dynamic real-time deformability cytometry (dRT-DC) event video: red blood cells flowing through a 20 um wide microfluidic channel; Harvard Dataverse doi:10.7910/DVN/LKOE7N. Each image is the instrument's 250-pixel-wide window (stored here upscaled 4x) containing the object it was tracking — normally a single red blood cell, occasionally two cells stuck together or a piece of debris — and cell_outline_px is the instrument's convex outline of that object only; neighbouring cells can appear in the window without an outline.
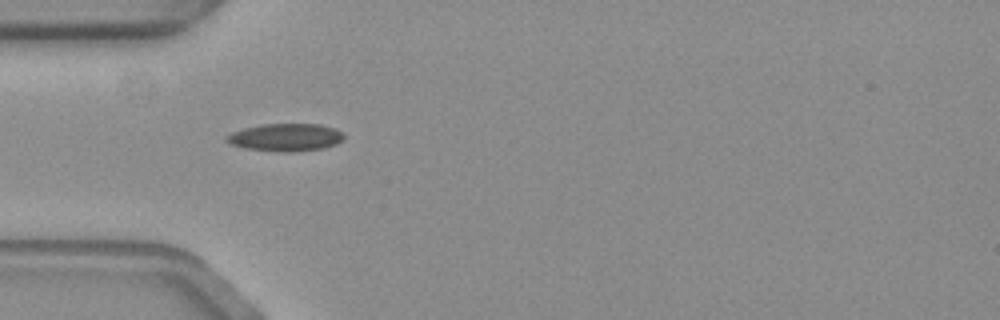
{"species": "common noctule bat (a hibernating species)", "species_latin": "Nyctalus noctula", "temperature_condition": "warm", "stored_images_in_passage": 41, "camera_frame_rate_fps": 3000, "um_per_image_px": 0.085, "animal": {"sex": "female", "body_mass_g": 19.3, "forearm_length_mm": 54.1}, "frame": {"image": 1, "passage_image": 1, "time_ms": 0.0, "image_size_px": [1000, 320], "cell_outline_px": [[344, 140], [336, 144], [324, 148], [292, 152], [284, 152], [244, 148], [228, 144], [224, 140], [224, 136], [232, 132], [244, 128], [264, 124], [320, 124], [332, 128], [340, 132], [344, 136]], "centroid_in_image_um": [24.23, 11.68], "position_along_channel_um": 60.8, "area_um2": 18.96}}
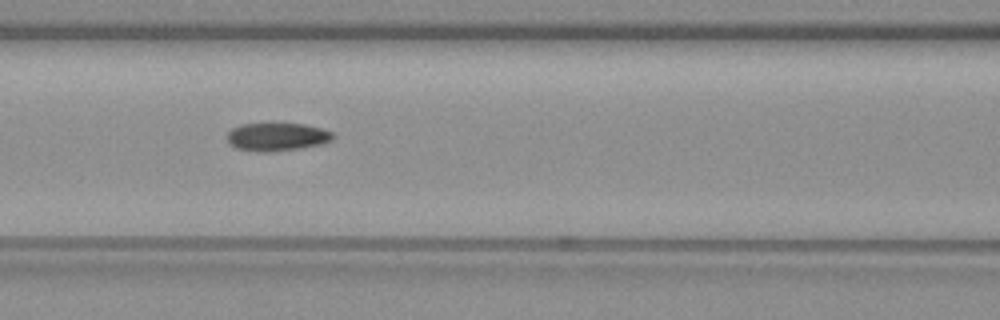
{"frame": {"image": 2, "passage_image": 8, "time_ms": 2.333, "image_size_px": [1000, 320], "cell_outline_px": [[336, 136], [332, 140], [320, 144], [300, 148], [268, 152], [256, 152], [236, 148], [228, 144], [228, 132], [232, 128], [240, 124], [304, 124], [320, 128], [332, 132]], "centroid_in_image_um": [23.52, 11.64], "position_along_channel_um": 143.1, "area_um2": 17.28}}
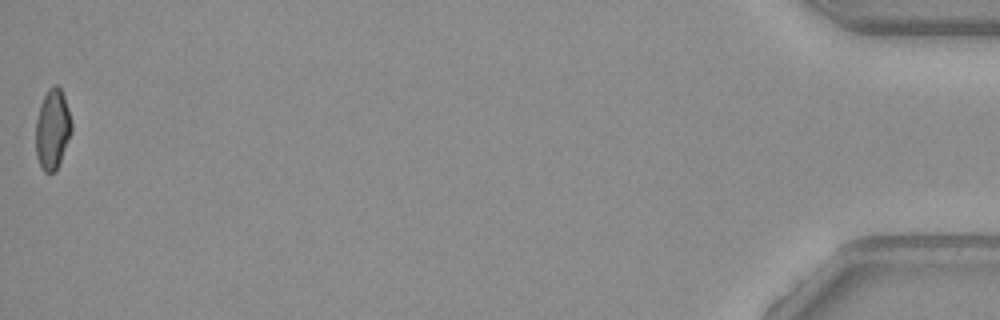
{"frame": {"image": 3, "passage_image": 41, "time_ms": 13.333, "image_size_px": [1000, 320], "cell_outline_px": [[72, 132], [56, 172], [44, 172], [36, 156], [36, 120], [40, 104], [48, 88], [52, 84], [56, 84], [60, 88], [64, 96], [68, 108], [72, 124]], "centroid_in_image_um": [4.46, 10.97], "position_along_channel_um": 430.7, "area_um2": 16.82}, "authors_computed_cell_mechanics": {"area_um2": 17.3978, "velocity_mm_per_s": 3.573, "shape_relaxation_time_tau1_ms": 4.7867, "shape_relaxation_time_tau2_ms": 1.6565, "deformation_change_tau1": 0.1678, "deformation_change_tau2": 0.0555}}